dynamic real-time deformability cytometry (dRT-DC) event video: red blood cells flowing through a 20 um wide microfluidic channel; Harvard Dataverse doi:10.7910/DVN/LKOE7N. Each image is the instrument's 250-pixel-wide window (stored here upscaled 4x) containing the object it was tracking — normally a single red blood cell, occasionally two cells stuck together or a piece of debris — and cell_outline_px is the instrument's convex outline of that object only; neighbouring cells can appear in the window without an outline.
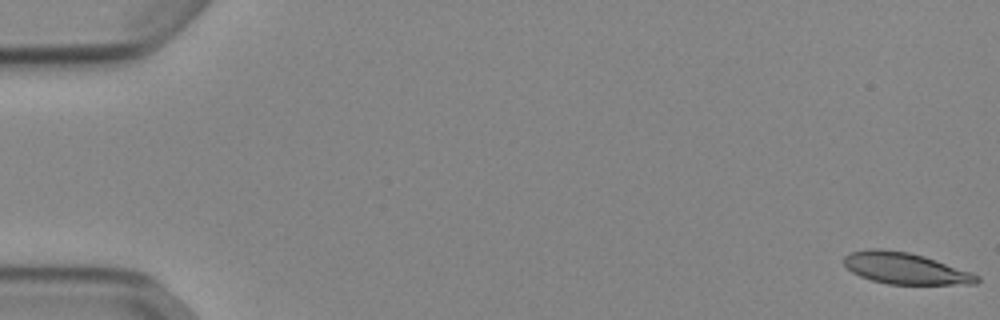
{"species": "Egyptian fruit bat (a non-hibernating species)", "species_latin": "Rousettus aegyptiacus", "temperature_condition": "cold", "stored_images_in_passage": 53, "camera_frame_rate_fps": 3000, "um_per_image_px": 0.085, "animal": {"sex": "female"}, "frame": {"image": 1, "passage_image": 1, "time_ms": 0.0, "image_size_px": [1000, 320], "cell_outline_px": [[980, 280], [976, 284], [888, 284], [872, 280], [860, 276], [852, 272], [844, 264], [844, 256], [852, 252], [868, 248], [880, 248], [908, 252], [924, 256], [972, 272], [980, 276]], "centroid_in_image_um": [76.96, 22.81], "position_along_channel_um": 8.0, "area_um2": 24.33}}
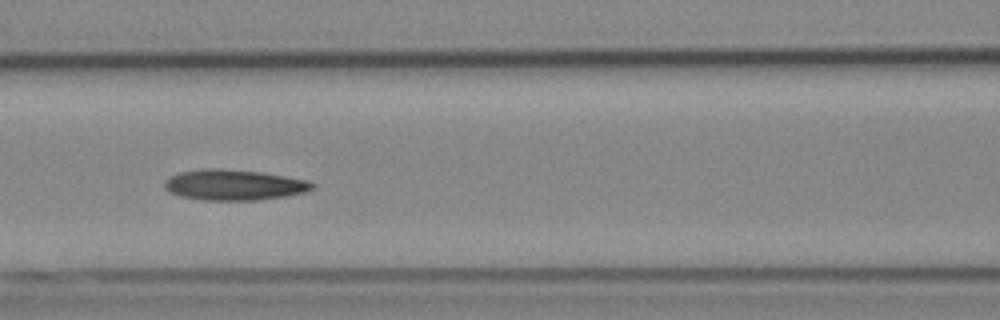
{"frame": {"image": 2, "passage_image": 24, "time_ms": 7.667, "image_size_px": [1000, 320], "cell_outline_px": [[316, 188], [304, 192], [284, 196], [256, 200], [204, 200], [180, 196], [168, 192], [164, 188], [164, 180], [168, 176], [180, 172], [204, 168], [224, 168], [260, 172], [308, 180], [316, 184]], "centroid_in_image_um": [19.86, 15.71], "position_along_channel_um": 146.7, "area_um2": 26.59}}
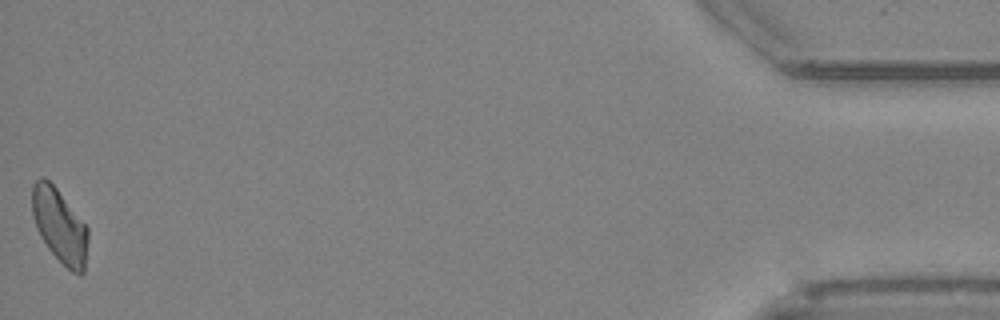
{"frame": {"image": 3, "passage_image": 53, "time_ms": 17.333, "image_size_px": [1000, 320], "cell_outline_px": [[88, 240], [84, 272], [80, 276], [72, 272], [48, 248], [40, 236], [36, 228], [32, 216], [32, 184], [40, 176], [44, 176], [56, 188], [88, 228]], "centroid_in_image_um": [5.05, 19.18], "position_along_channel_um": 430.1, "area_um2": 23.99}, "authors_computed_cell_mechanics": {"area_um2": 25.2008, "velocity_mm_per_s": 3.8749, "shape_relaxation_time_tau1_ms": null, "shape_relaxation_time_tau2_ms": 7.9154, "deformation_change_tau1": null, "deformation_change_tau2": 0.1875}}